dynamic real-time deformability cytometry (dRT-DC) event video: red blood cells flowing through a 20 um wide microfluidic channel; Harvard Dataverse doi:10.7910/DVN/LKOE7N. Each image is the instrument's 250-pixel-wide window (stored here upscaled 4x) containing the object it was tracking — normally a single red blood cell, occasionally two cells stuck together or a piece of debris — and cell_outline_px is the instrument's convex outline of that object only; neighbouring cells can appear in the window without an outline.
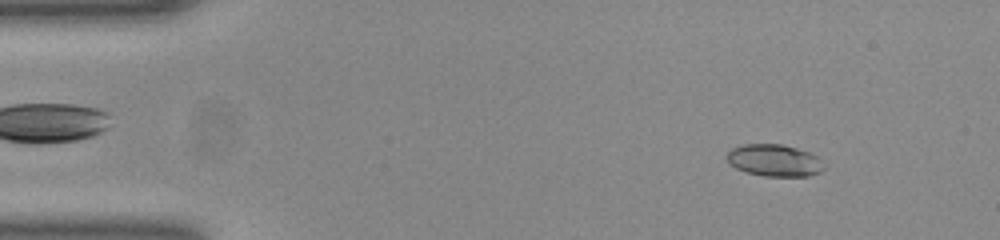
{"species": "common noctule bat (a hibernating species)", "species_latin": "Nyctalus noctula", "temperature_condition": "room temperature", "stored_images_in_passage": 44, "camera_frame_rate_fps": 3000, "um_per_image_px": 0.085, "animal": {"sex": "female", "body_mass_g": 23.0, "forearm_length_mm": 53.4}, "frame": {"image": 1, "passage_image": 6, "time_ms": 1.667, "image_size_px": [1000, 240], "cell_outline_px": [[828, 168], [820, 172], [808, 176], [764, 176], [748, 172], [736, 168], [728, 164], [724, 160], [724, 156], [732, 148], [744, 144], [780, 144], [796, 148], [808, 152], [816, 156]], "centroid_in_image_um": [65.79, 13.64], "position_along_channel_um": 19.2, "area_um2": 18.26}}
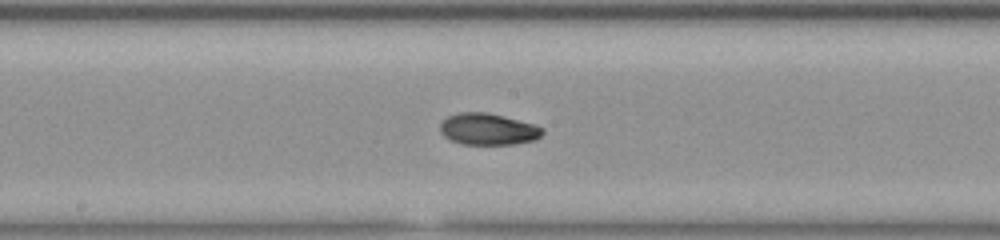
{"frame": {"image": 2, "passage_image": 27, "time_ms": 8.667, "image_size_px": [1000, 240], "cell_outline_px": [[544, 132], [536, 140], [512, 144], [460, 144], [444, 136], [440, 132], [440, 124], [448, 116], [460, 112], [488, 112], [536, 124], [544, 128]], "centroid_in_image_um": [41.51, 10.97], "position_along_channel_um": 206.7, "area_um2": 18.96}}
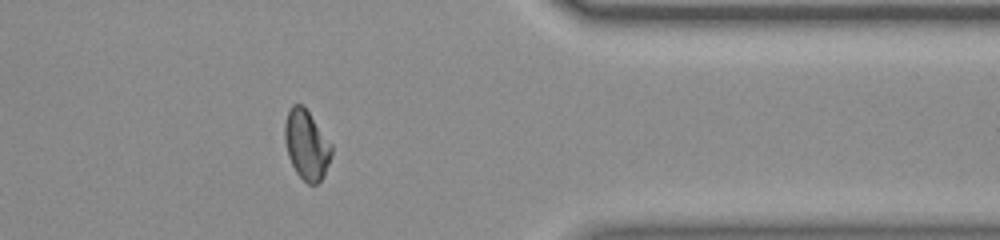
{"frame": {"image": 3, "passage_image": 42, "time_ms": 13.667, "image_size_px": [1000, 240], "cell_outline_px": [[332, 156], [324, 176], [316, 184], [308, 184], [296, 172], [288, 156], [284, 140], [284, 124], [288, 112], [292, 104], [304, 104], [332, 144]], "centroid_in_image_um": [26.06, 12.28], "position_along_channel_um": 385.3, "area_um2": 19.19}, "authors_computed_cell_mechanics": {"area_um2": 18.8428, "velocity_mm_per_s": 3.9251, "shape_relaxation_time_tau1_ms": 4.9961, "shape_relaxation_time_tau2_ms": 3.5377, "deformation_change_tau1": 0.1937, "deformation_change_tau2": 0.0699}}